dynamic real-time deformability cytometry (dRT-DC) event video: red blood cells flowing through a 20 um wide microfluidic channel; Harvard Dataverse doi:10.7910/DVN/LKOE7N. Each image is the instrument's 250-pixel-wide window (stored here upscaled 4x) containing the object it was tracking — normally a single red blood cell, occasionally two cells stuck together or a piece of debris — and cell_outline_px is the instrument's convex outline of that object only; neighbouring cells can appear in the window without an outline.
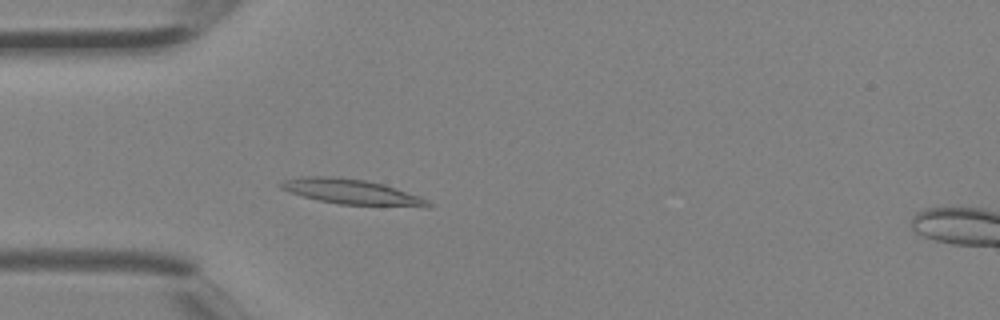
{"species": "Egyptian fruit bat (a non-hibernating species)", "species_latin": "Rousettus aegyptiacus", "temperature_condition": "room temperature", "stored_images_in_passage": 6, "camera_frame_rate_fps": 3000, "um_per_image_px": 0.085, "animal": {"sex": "female"}, "frame": {"image": 1, "passage_image": 5, "time_ms": 1.333, "image_size_px": [1000, 320], "cell_outline_px": [[432, 204], [428, 208], [340, 204], [320, 200], [304, 196], [280, 188], [276, 184], [284, 180], [304, 176], [324, 176], [364, 180], [384, 184], [420, 196], [428, 200]], "centroid_in_image_um": [29.96, 16.32], "position_along_channel_um": 55.0, "area_um2": 21.56}}